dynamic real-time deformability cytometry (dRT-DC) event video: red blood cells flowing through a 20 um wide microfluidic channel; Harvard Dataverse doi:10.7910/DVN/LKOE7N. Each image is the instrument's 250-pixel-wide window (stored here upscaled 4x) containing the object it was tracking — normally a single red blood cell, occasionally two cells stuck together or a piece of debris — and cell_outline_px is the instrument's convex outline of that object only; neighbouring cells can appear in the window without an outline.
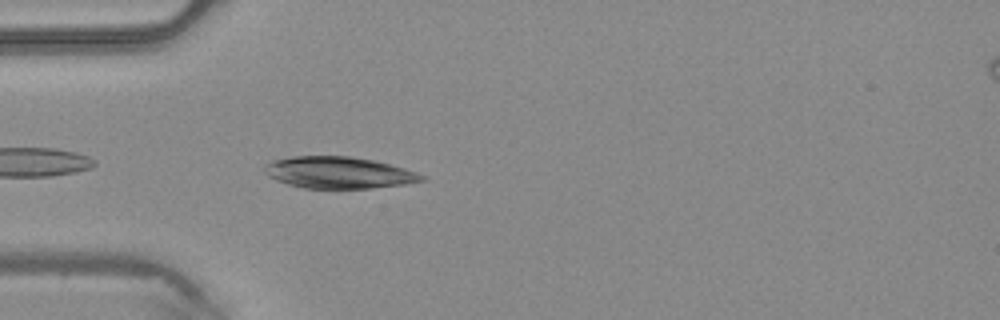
{"species": "common noctule bat (a hibernating species)", "species_latin": "Nyctalus noctula", "temperature_condition": "warm", "stored_images_in_passage": 12, "camera_frame_rate_fps": 3000, "um_per_image_px": 0.085, "animal": {"sex": "male", "body_mass_g": 20.4}, "frame": {"image": 1, "passage_image": 3, "time_ms": 0.667, "image_size_px": [1000, 320], "cell_outline_px": [[428, 180], [404, 184], [372, 188], [304, 188], [288, 184], [276, 180], [268, 176], [264, 172], [264, 164], [272, 160], [292, 156], [348, 156], [372, 160], [404, 168], [416, 172], [424, 176]], "centroid_in_image_um": [28.75, 14.67], "position_along_channel_um": 56.2, "area_um2": 28.96}}
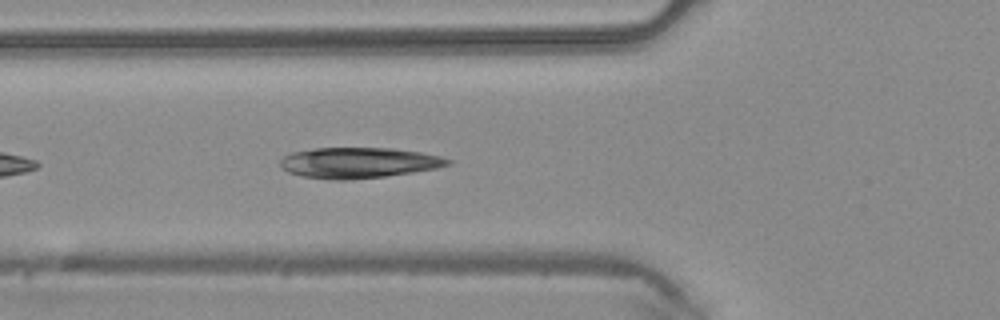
{"frame": {"image": 2, "passage_image": 6, "time_ms": 1.667, "image_size_px": [1000, 320], "cell_outline_px": [[452, 164], [436, 168], [412, 172], [384, 176], [348, 180], [332, 180], [304, 176], [288, 172], [280, 164], [280, 160], [284, 156], [292, 152], [312, 148], [392, 148], [420, 152], [440, 156], [452, 160]], "centroid_in_image_um": [30.49, 13.83], "position_along_channel_um": 95.3, "area_um2": 29.82}}